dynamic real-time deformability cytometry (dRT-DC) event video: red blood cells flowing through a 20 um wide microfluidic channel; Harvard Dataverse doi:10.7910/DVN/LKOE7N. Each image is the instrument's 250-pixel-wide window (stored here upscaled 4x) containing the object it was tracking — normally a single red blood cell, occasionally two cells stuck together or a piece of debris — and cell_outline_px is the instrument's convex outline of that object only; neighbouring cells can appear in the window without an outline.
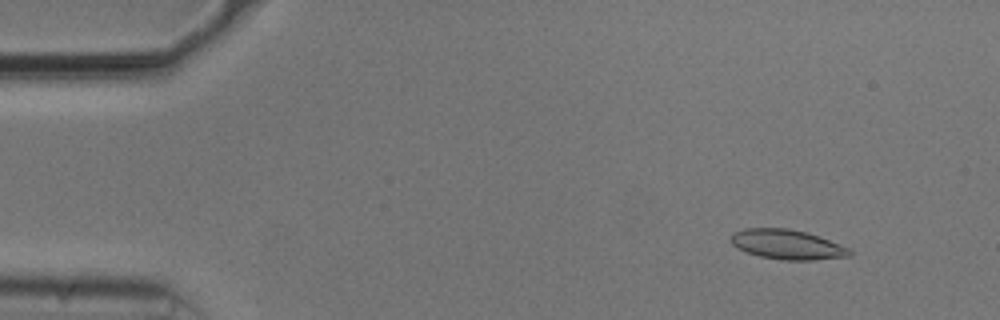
{"species": "common noctule bat (a hibernating species)", "species_latin": "Nyctalus noctula", "temperature_condition": "cold", "stored_images_in_passage": 13, "camera_frame_rate_fps": 3000, "um_per_image_px": 0.085, "animal": {"sex": "male", "body_mass_g": 20.5, "forearm_length_mm": 52.5}, "frame": {"image": 1, "passage_image": 6, "time_ms": 1.667, "image_size_px": [1000, 320], "cell_outline_px": [[852, 256], [812, 260], [784, 260], [760, 256], [736, 248], [732, 244], [732, 232], [744, 228], [788, 228], [808, 232], [820, 236], [848, 248], [852, 252]], "centroid_in_image_um": [66.92, 20.77], "position_along_channel_um": 18.1, "area_um2": 20.58}}